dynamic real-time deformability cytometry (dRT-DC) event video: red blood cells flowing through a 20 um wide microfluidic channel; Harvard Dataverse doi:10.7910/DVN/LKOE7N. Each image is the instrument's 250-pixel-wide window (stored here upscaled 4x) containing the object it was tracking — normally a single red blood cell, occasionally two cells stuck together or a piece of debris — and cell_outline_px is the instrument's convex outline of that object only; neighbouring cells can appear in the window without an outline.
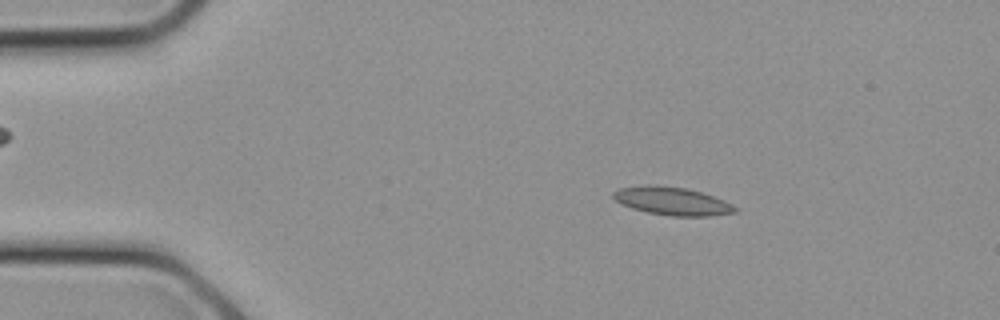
{"species": "common noctule bat (a hibernating species)", "species_latin": "Nyctalus noctula", "temperature_condition": "cold", "stored_images_in_passage": 24, "camera_frame_rate_fps": 3000, "um_per_image_px": 0.085, "animal": {"sex": "female", "body_mass_g": 21.9}, "frame": {"image": 1, "passage_image": 4, "time_ms": 1.0, "image_size_px": [1000, 320], "cell_outline_px": [[740, 208], [736, 212], [708, 216], [668, 216], [648, 212], [632, 208], [616, 200], [612, 196], [612, 192], [620, 188], [644, 184], [656, 184], [688, 188], [724, 200]], "centroid_in_image_um": [57.14, 17.08], "position_along_channel_um": 27.9, "area_um2": 20.06}}
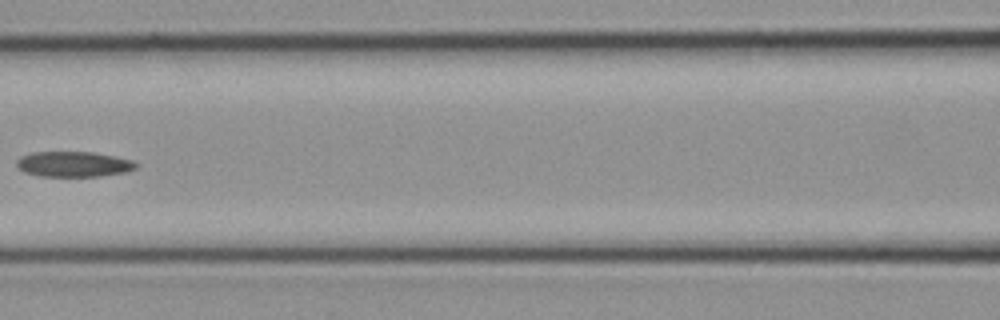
{"frame": {"image": 2, "passage_image": 11, "time_ms": 3.333, "image_size_px": [1000, 320], "cell_outline_px": [[136, 168], [124, 172], [100, 176], [36, 176], [24, 172], [16, 168], [16, 160], [20, 156], [32, 152], [92, 152], [116, 156], [132, 160], [136, 164]], "centroid_in_image_um": [6.19, 13.95], "position_along_channel_um": 160.4, "area_um2": 17.74}}
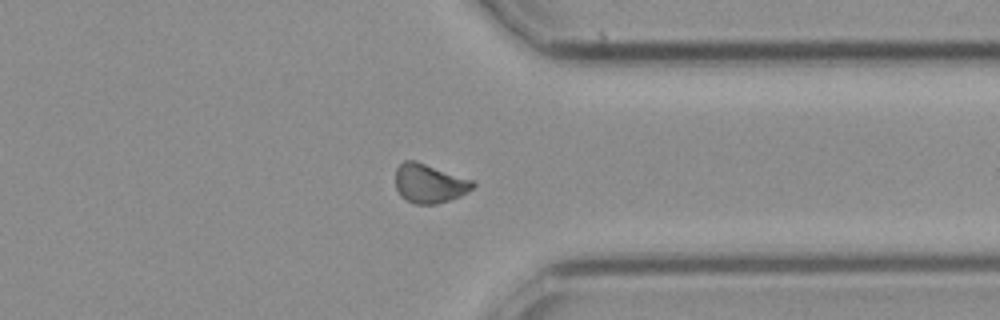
{"frame": {"image": 3, "passage_image": 19, "time_ms": 6.0, "image_size_px": [1000, 320], "cell_outline_px": [[476, 184], [468, 192], [460, 196], [436, 204], [416, 204], [400, 196], [396, 188], [396, 168], [404, 160], [416, 160], [472, 180]], "centroid_in_image_um": [36.48, 15.58], "position_along_channel_um": 374.9, "area_um2": 17.51}}